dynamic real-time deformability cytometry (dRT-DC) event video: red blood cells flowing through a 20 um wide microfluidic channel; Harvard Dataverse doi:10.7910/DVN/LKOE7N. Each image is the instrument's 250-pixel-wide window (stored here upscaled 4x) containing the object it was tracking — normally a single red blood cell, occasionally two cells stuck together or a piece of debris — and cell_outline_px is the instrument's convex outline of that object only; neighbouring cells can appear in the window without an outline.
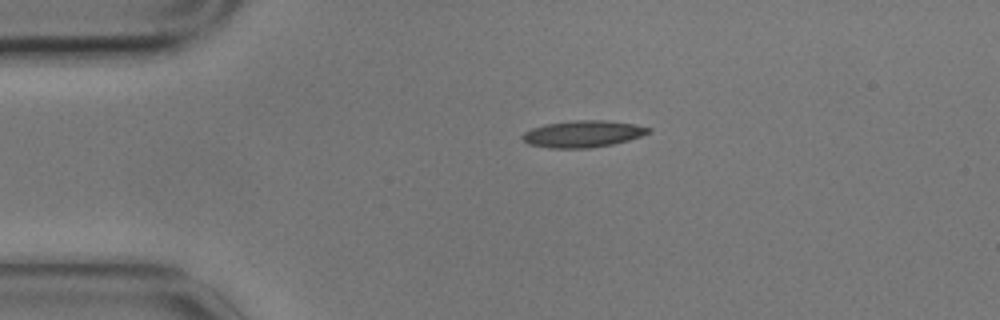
{"species": "common noctule bat (a hibernating species)", "species_latin": "Nyctalus noctula", "temperature_condition": "cold", "stored_images_in_passage": 2, "camera_frame_rate_fps": 3000, "um_per_image_px": 0.085, "animal": {"sex": "male", "body_mass_g": 17.9}, "frame": {"image": 1, "passage_image": 1, "time_ms": 0.0, "image_size_px": [1000, 320], "cell_outline_px": [[652, 132], [628, 140], [612, 144], [588, 148], [548, 148], [528, 144], [520, 136], [524, 132], [532, 128], [544, 124], [576, 120], [604, 120], [632, 124], [652, 128]], "centroid_in_image_um": [49.52, 11.38], "position_along_channel_um": 35.5, "area_um2": 19.59}}